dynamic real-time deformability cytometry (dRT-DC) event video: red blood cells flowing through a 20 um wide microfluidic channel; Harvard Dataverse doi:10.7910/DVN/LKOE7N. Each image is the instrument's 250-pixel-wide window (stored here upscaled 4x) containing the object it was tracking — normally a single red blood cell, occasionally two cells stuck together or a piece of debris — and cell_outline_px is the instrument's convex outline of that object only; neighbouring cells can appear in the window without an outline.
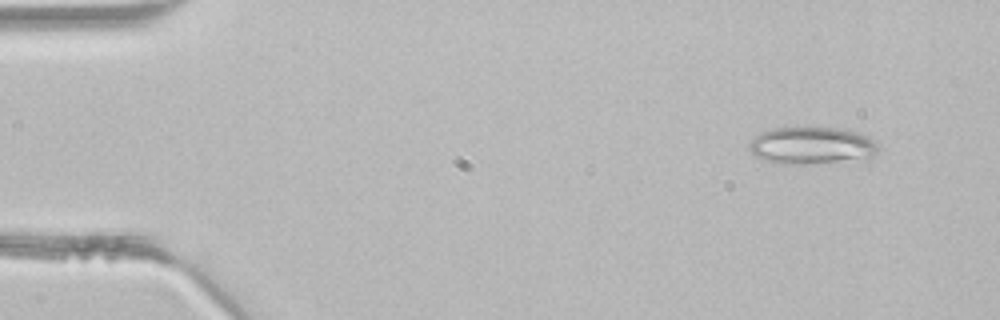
{"species": "common noctule bat (a hibernating species)", "species_latin": "Nyctalus noctula", "temperature_condition": "room temperature", "stored_images_in_passage": 3, "camera_frame_rate_fps": 3000, "um_per_image_px": 0.085, "animal": {"sex": "male", "body_mass_g": 21.5, "forearm_length_mm": 52.0}, "frame": {"image": 1, "passage_image": 1, "time_ms": 0.0, "image_size_px": [1000, 320], "cell_outline_px": [[880, 148], [868, 160], [796, 164], [776, 164], [764, 160], [756, 156], [748, 148], [748, 144], [760, 132], [772, 128], [836, 128], [860, 132], [876, 140]], "centroid_in_image_um": [69.05, 12.39], "position_along_channel_um": 15.9, "area_um2": 28.44}}